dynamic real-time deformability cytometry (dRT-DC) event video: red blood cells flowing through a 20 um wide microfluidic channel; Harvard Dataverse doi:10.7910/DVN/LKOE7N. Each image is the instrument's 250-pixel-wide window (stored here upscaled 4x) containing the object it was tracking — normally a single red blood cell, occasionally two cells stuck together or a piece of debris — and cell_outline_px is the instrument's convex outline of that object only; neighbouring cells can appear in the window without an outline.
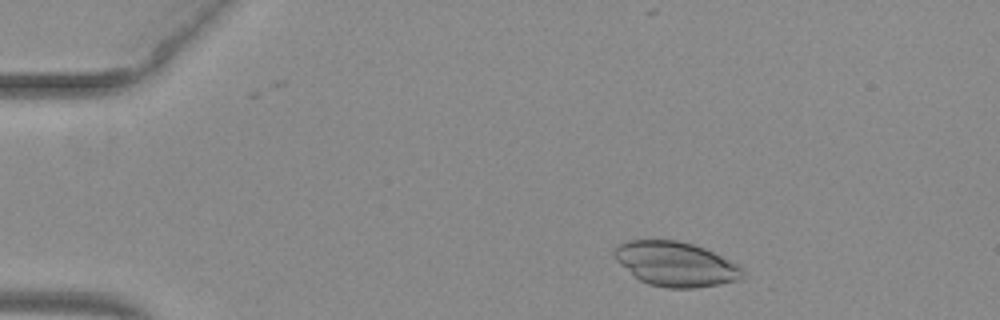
{"species": "common noctule bat (a hibernating species)", "species_latin": "Nyctalus noctula", "temperature_condition": "warm", "stored_images_in_passage": 50, "camera_frame_rate_fps": 3000, "um_per_image_px": 0.085, "animal": {"sex": "female", "body_mass_g": 29.2, "forearm_length_mm": 56.3}, "frame": {"image": 1, "passage_image": 6, "time_ms": 1.667, "image_size_px": [1000, 320], "cell_outline_px": [[744, 276], [740, 280], [720, 284], [696, 288], [668, 288], [648, 284], [640, 280], [620, 264], [612, 256], [612, 248], [628, 240], [676, 240], [692, 244], [704, 248], [740, 264], [744, 268]], "centroid_in_image_um": [57.45, 22.44], "position_along_channel_um": 27.5, "area_um2": 33.58}}
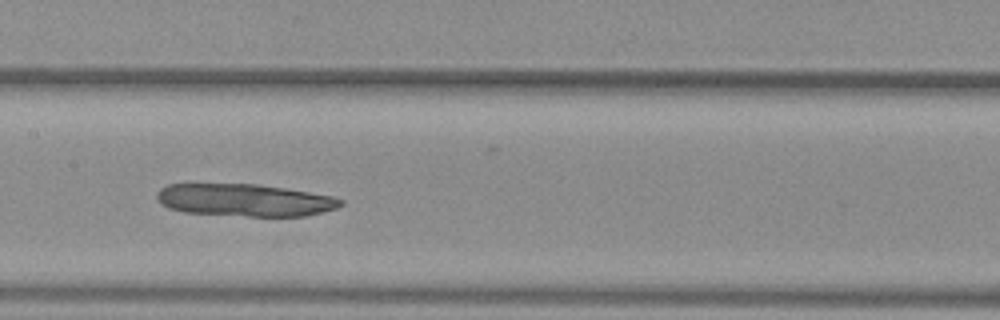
{"frame": {"image": 2, "passage_image": 24, "time_ms": 7.667, "image_size_px": [1000, 320], "cell_outline_px": [[344, 204], [336, 208], [304, 216], [248, 216], [184, 212], [168, 208], [160, 204], [156, 200], [156, 192], [160, 188], [168, 184], [256, 184], [284, 188], [332, 196], [344, 200]], "centroid_in_image_um": [20.75, 17.0], "position_along_channel_um": 186.7, "area_um2": 34.68}}
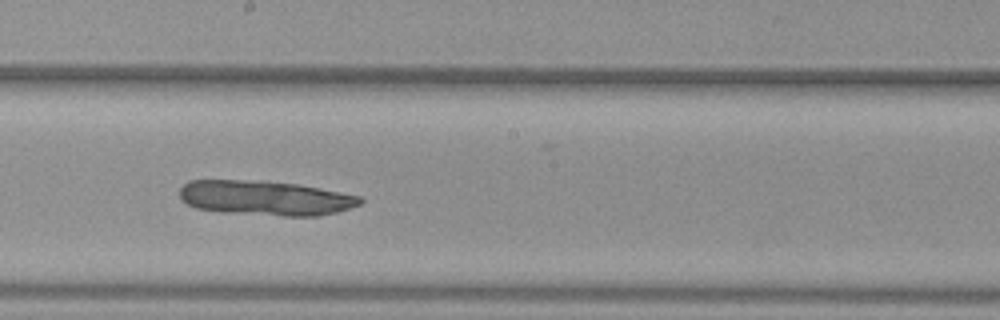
{"frame": {"image": 3, "passage_image": 27, "time_ms": 8.667, "image_size_px": [1000, 320], "cell_outline_px": [[364, 200], [360, 204], [336, 212], [320, 216], [284, 216], [220, 212], [196, 208], [180, 200], [180, 188], [188, 180], [240, 180], [296, 184], [340, 192], [360, 196]], "centroid_in_image_um": [22.51, 16.84], "position_along_channel_um": 225.7, "area_um2": 36.36}}